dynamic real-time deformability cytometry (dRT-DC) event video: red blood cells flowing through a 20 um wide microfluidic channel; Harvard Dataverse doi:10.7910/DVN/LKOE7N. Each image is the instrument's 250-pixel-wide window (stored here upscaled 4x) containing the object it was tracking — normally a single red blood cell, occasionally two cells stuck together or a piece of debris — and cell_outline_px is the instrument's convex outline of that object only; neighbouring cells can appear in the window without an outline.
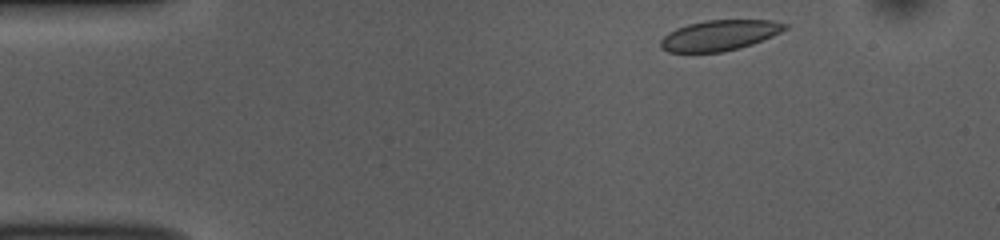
{"species": "common noctule bat (a hibernating species)", "species_latin": "Nyctalus noctula", "temperature_condition": "room temperature", "stored_images_in_passage": 48, "camera_frame_rate_fps": 3000, "um_per_image_px": 0.085, "animal": {"sex": "female", "body_mass_g": 10.0, "forearm_length_mm": 53.1}, "frame": {"image": 1, "passage_image": 2, "time_ms": 0.333, "image_size_px": [1000, 240], "cell_outline_px": [[788, 28], [772, 36], [752, 44], [720, 52], [668, 52], [660, 48], [660, 40], [668, 32], [676, 28], [688, 24], [708, 20], [772, 20], [788, 24]], "centroid_in_image_um": [61.14, 3.0], "position_along_channel_um": 23.9, "area_um2": 21.96}}
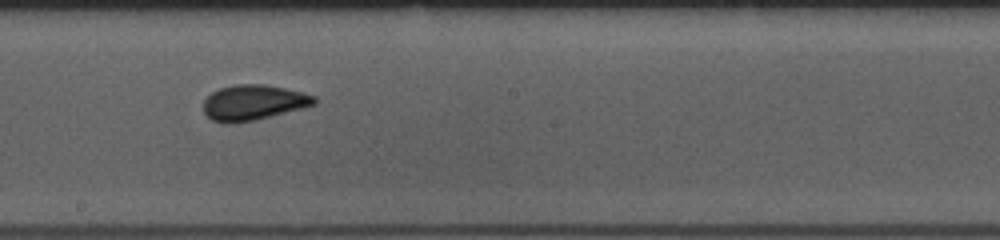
{"frame": {"image": 2, "passage_image": 24, "time_ms": 7.667, "image_size_px": [1000, 240], "cell_outline_px": [[316, 104], [256, 120], [224, 124], [212, 120], [204, 112], [204, 100], [212, 92], [220, 88], [236, 84], [264, 84], [304, 92], [316, 96]], "centroid_in_image_um": [21.54, 8.71], "position_along_channel_um": 226.7, "area_um2": 22.77}}
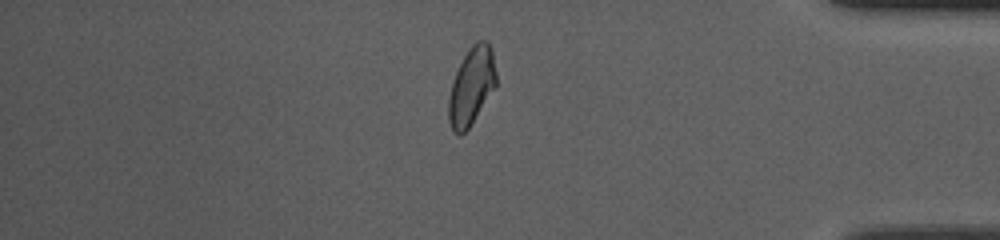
{"frame": {"image": 3, "passage_image": 40, "time_ms": 13.0, "image_size_px": [1000, 240], "cell_outline_px": [[496, 84], [468, 128], [460, 136], [452, 132], [448, 120], [448, 100], [452, 80], [468, 48], [476, 40], [488, 40], [492, 52], [496, 72]], "centroid_in_image_um": [40.05, 7.31], "position_along_channel_um": 395.2, "area_um2": 21.33}, "authors_computed_cell_mechanics": {"area_um2": 22.2241, "velocity_mm_per_s": 3.7035, "shape_relaxation_time_tau1_ms": 2.7642, "shape_relaxation_time_tau2_ms": 1.1723, "deformation_change_tau1": 0.0949, "deformation_change_tau2": 0.0435}}